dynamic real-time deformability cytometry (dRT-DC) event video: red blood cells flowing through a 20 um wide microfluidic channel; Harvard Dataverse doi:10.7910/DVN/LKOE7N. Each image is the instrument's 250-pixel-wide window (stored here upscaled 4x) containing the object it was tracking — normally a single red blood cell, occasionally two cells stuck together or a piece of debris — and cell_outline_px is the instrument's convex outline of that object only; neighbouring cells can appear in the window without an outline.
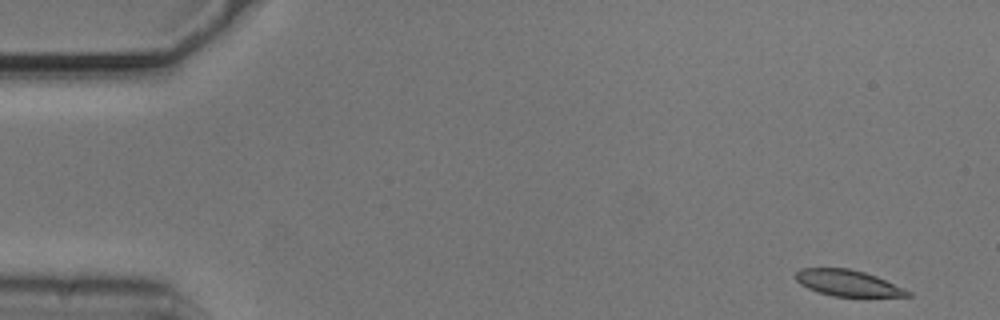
{"species": "common noctule bat (a hibernating species)", "species_latin": "Nyctalus noctula", "temperature_condition": "cold", "stored_images_in_passage": 52, "camera_frame_rate_fps": 3000, "um_per_image_px": 0.085, "animal": {"sex": "male", "body_mass_g": 20.5, "forearm_length_mm": 52.5}, "frame": {"image": 1, "passage_image": 1, "time_ms": 0.0, "image_size_px": [1000, 320], "cell_outline_px": [[912, 296], [832, 296], [808, 288], [800, 284], [796, 280], [796, 272], [800, 268], [848, 268], [864, 272], [876, 276], [904, 288], [912, 292]], "centroid_in_image_um": [72.06, 24.05], "position_along_channel_um": 12.9, "area_um2": 16.88}}
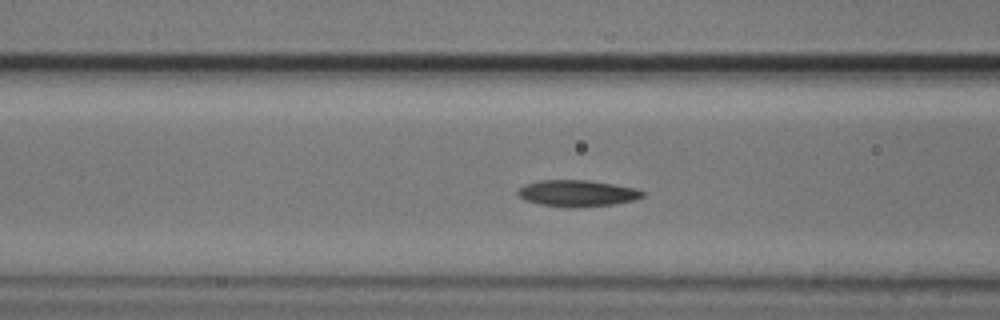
{"frame": {"image": 2, "passage_image": 19, "time_ms": 6.0, "image_size_px": [1000, 320], "cell_outline_px": [[644, 196], [636, 200], [612, 204], [576, 208], [568, 208], [540, 204], [524, 200], [516, 192], [524, 184], [540, 180], [588, 180], [636, 188], [644, 192]], "centroid_in_image_um": [49.06, 16.43], "position_along_channel_um": 117.5, "area_um2": 19.31}}
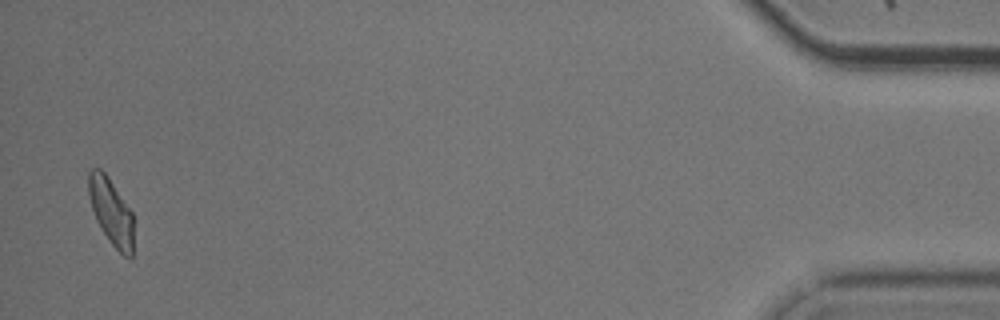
{"frame": {"image": 3, "passage_image": 51, "time_ms": 16.667, "image_size_px": [1000, 320], "cell_outline_px": [[132, 260], [124, 256], [112, 244], [96, 220], [88, 196], [88, 172], [92, 168], [100, 168], [108, 176], [132, 212]], "centroid_in_image_um": [9.42, 17.95], "position_along_channel_um": 425.8, "area_um2": 17.22}}